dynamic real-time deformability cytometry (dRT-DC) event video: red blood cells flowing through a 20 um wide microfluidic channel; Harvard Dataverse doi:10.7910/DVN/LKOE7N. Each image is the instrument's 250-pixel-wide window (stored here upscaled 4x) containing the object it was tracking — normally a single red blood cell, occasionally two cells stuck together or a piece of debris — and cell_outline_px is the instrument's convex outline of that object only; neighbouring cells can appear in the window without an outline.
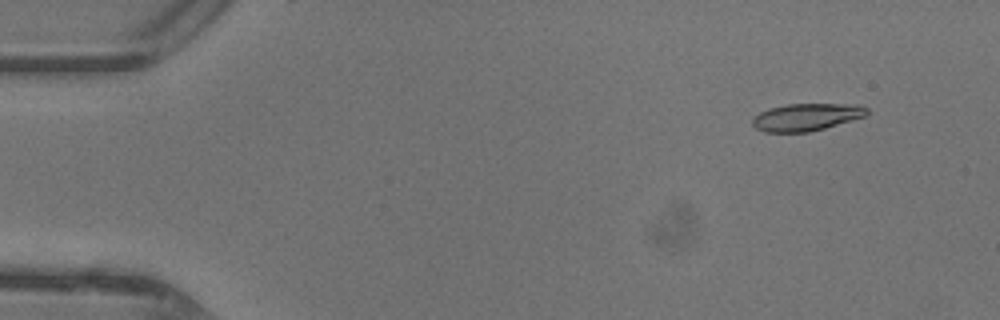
{"species": "common noctule bat (a hibernating species)", "species_latin": "Nyctalus noctula", "temperature_condition": "warm", "stored_images_in_passage": 15, "camera_frame_rate_fps": 3000, "um_per_image_px": 0.085, "animal": {"sex": "female"}, "frame": {"image": 1, "passage_image": 5, "time_ms": 1.333, "image_size_px": [1000, 320], "cell_outline_px": [[868, 112], [864, 116], [852, 120], [824, 128], [808, 132], [764, 132], [756, 128], [752, 124], [752, 120], [760, 112], [768, 108], [788, 104], [856, 104], [868, 108]], "centroid_in_image_um": [68.53, 9.95], "position_along_channel_um": 16.5, "area_um2": 18.09}}